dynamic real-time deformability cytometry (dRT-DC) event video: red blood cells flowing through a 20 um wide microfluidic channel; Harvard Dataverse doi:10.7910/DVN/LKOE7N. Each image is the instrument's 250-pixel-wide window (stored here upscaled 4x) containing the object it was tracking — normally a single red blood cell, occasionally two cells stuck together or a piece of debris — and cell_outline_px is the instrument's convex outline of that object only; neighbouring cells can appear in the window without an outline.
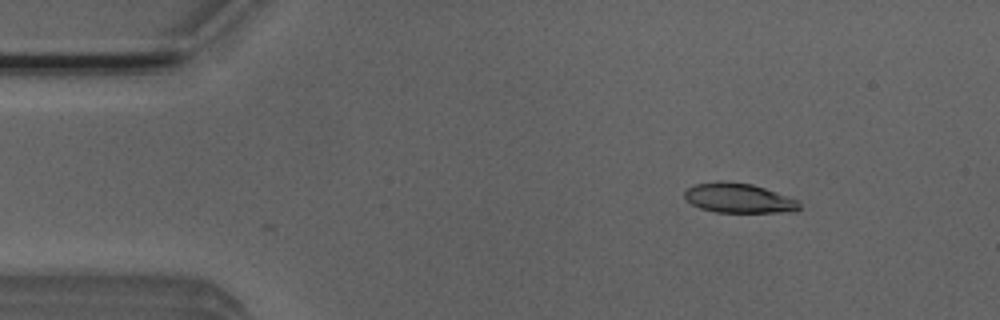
{"species": "Egyptian fruit bat (a non-hibernating species)", "species_latin": "Rousettus aegyptiacus", "temperature_condition": "room temperature", "stored_images_in_passage": 35, "camera_frame_rate_fps": 3000, "um_per_image_px": 0.085, "animal": {"sex": "male"}, "frame": {"image": 1, "passage_image": 1, "time_ms": 0.0, "image_size_px": [1000, 320], "cell_outline_px": [[800, 208], [792, 212], [716, 212], [700, 208], [692, 204], [684, 196], [684, 192], [688, 188], [696, 184], [716, 180], [720, 180], [752, 184], [776, 192], [796, 200], [800, 204]], "centroid_in_image_um": [62.76, 16.83], "position_along_channel_um": 22.2, "area_um2": 19.71}}
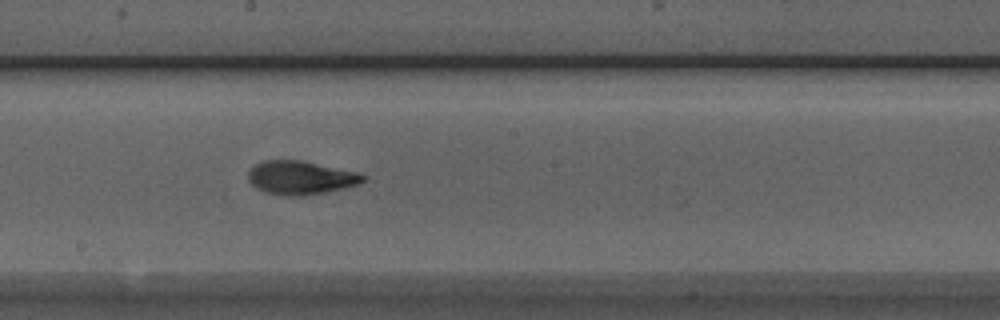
{"frame": {"image": 2, "passage_image": 22, "time_ms": 7.0, "image_size_px": [1000, 320], "cell_outline_px": [[368, 176], [364, 180], [356, 184], [344, 188], [304, 196], [288, 196], [264, 192], [256, 188], [248, 180], [248, 172], [256, 164], [264, 160], [300, 160], [356, 172]], "centroid_in_image_um": [25.52, 15.11], "position_along_channel_um": 222.7, "area_um2": 22.25}}
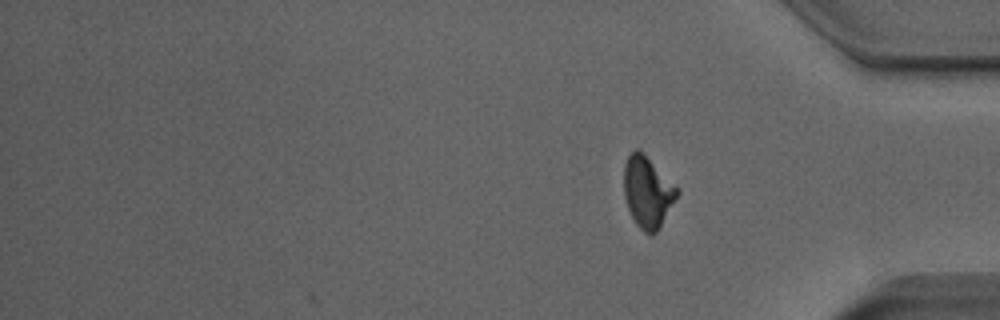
{"frame": {"image": 3, "passage_image": 35, "time_ms": 11.333, "image_size_px": [1000, 320], "cell_outline_px": [[680, 192], [660, 228], [652, 236], [648, 236], [636, 224], [628, 208], [624, 196], [624, 164], [628, 156], [636, 148], [644, 152], [680, 188]], "centroid_in_image_um": [55.07, 16.31], "position_along_channel_um": 380.1, "area_um2": 22.54}, "authors_computed_cell_mechanics": {"area_um2": 21.3282, "velocity_mm_per_s": 3.9081, "shape_relaxation_time_tau1_ms": 4.3928, "shape_relaxation_time_tau2_ms": 0.8594, "deformation_change_tau1": 0.1803, "deformation_change_tau2": 0.0665}}